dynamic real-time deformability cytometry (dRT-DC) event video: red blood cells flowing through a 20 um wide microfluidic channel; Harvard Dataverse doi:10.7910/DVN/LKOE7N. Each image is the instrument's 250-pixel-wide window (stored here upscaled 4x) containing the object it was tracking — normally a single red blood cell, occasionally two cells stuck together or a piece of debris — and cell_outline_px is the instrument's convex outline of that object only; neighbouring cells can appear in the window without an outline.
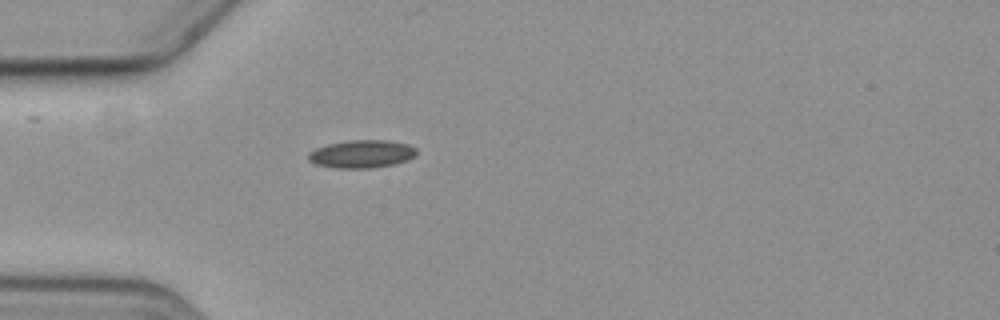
{"species": "common noctule bat (a hibernating species)", "species_latin": "Nyctalus noctula", "temperature_condition": "cold", "stored_images_in_passage": 1, "camera_frame_rate_fps": 3000, "um_per_image_px": 0.085, "animal": {"sex": "female", "body_mass_g": 19.3, "forearm_length_mm": 54.1}, "frame": {"image": 1, "passage_image": 1, "time_ms": 0.0, "image_size_px": [1000, 320], "cell_outline_px": [[416, 156], [408, 160], [392, 164], [368, 168], [336, 168], [316, 164], [308, 160], [308, 152], [316, 148], [328, 144], [348, 140], [388, 140], [408, 144], [416, 148]], "centroid_in_image_um": [30.74, 13.08], "position_along_channel_um": 54.3, "area_um2": 17.57}}